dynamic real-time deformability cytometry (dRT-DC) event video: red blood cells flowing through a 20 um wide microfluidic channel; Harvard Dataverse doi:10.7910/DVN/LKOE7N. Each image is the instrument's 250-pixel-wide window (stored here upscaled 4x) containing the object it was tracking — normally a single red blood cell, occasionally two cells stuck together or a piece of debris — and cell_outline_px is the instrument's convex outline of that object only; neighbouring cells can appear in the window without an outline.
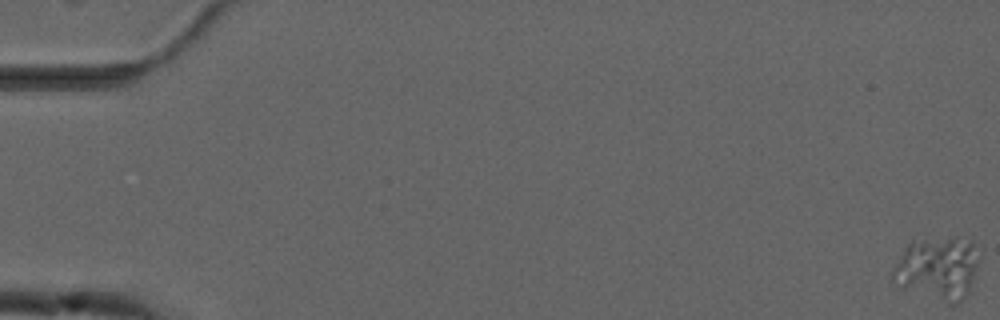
{"species": "common noctule bat (a hibernating species)", "species_latin": "Nyctalus noctula", "temperature_condition": "cold", "stored_images_in_passage": 55, "camera_frame_rate_fps": 3000, "um_per_image_px": 0.085, "animal": {"sex": "male", "forearm_length_mm": 52.5}, "frame": {"image": 1, "passage_image": 1, "time_ms": 0.0, "image_size_px": [1000, 320], "cell_outline_px": [[980, 260], [972, 284], [968, 292], [960, 304], [948, 304], [900, 288], [888, 276], [904, 248], [912, 240], [952, 236], [972, 240], [980, 256]], "centroid_in_image_um": [79.7, 22.8], "position_along_channel_um": 5.3, "area_um2": 32.83}}
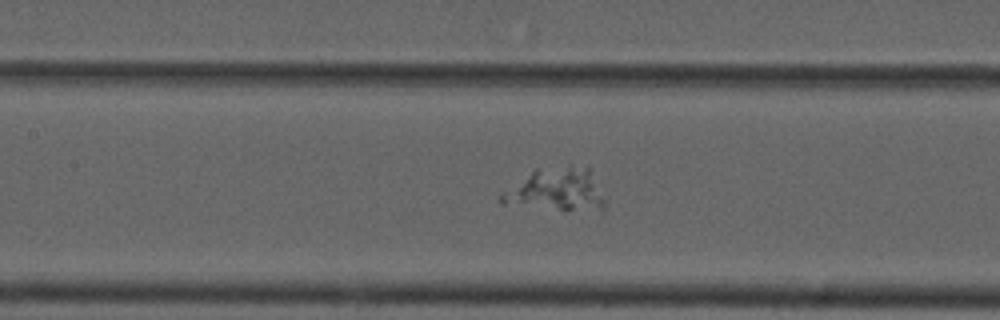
{"frame": {"image": 2, "passage_image": 27, "time_ms": 8.667, "image_size_px": [1000, 320], "cell_outline_px": [[608, 204], [600, 212], [500, 204], [500, 192], [536, 168], [568, 160], [588, 168], [608, 200]], "centroid_in_image_um": [47.35, 16.06], "position_along_channel_um": 160.0, "area_um2": 27.28}}
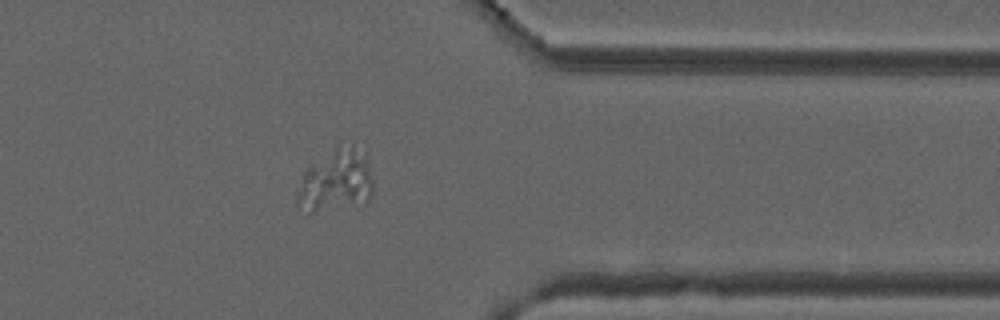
{"frame": {"image": 3, "passage_image": 46, "time_ms": 15.0, "image_size_px": [1000, 320], "cell_outline_px": [[372, 192], [368, 204], [308, 216], [296, 204], [296, 196], [304, 172], [312, 164], [336, 148], [352, 140], [364, 152], [372, 180]], "centroid_in_image_um": [28.56, 15.45], "position_along_channel_um": 382.8, "area_um2": 28.67}}